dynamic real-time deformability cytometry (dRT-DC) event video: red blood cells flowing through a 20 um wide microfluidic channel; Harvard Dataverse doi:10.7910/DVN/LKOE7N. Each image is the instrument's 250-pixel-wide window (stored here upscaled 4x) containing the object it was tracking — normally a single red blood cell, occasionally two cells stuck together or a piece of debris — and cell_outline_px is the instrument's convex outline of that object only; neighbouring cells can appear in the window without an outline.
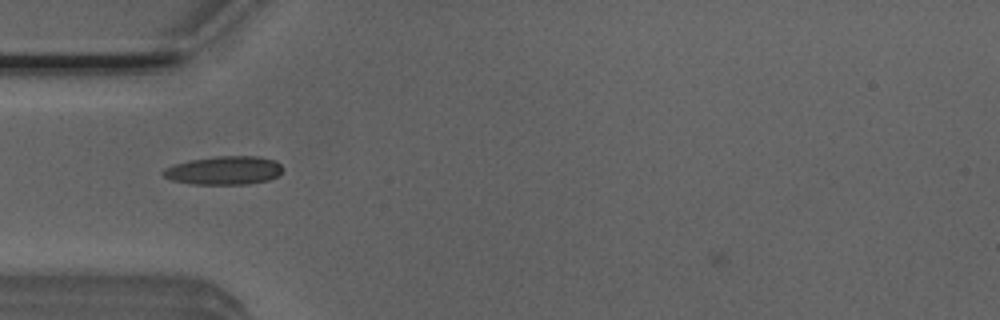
{"species": "Egyptian fruit bat (a non-hibernating species)", "species_latin": "Rousettus aegyptiacus", "temperature_condition": "room temperature", "stored_images_in_passage": 44, "camera_frame_rate_fps": 3000, "um_per_image_px": 0.085, "animal": {"sex": "male"}, "frame": {"image": 1, "passage_image": 11, "time_ms": 3.333, "image_size_px": [1000, 320], "cell_outline_px": [[284, 168], [276, 176], [268, 180], [248, 184], [192, 184], [172, 180], [164, 176], [160, 172], [164, 168], [172, 164], [188, 160], [216, 156], [256, 156], [276, 160]], "centroid_in_image_um": [19.01, 14.48], "position_along_channel_um": 66.0, "area_um2": 20.0}}
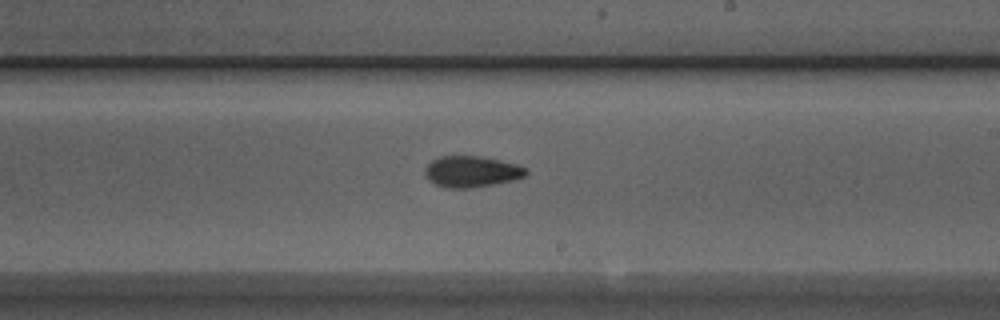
{"frame": {"image": 2, "passage_image": 25, "time_ms": 8.0, "image_size_px": [1000, 320], "cell_outline_px": [[528, 172], [524, 176], [512, 180], [492, 184], [468, 188], [448, 188], [436, 184], [428, 180], [424, 176], [424, 168], [432, 160], [440, 156], [480, 156], [516, 164], [528, 168]], "centroid_in_image_um": [40.04, 14.58], "position_along_channel_um": 249.0, "area_um2": 18.26}}
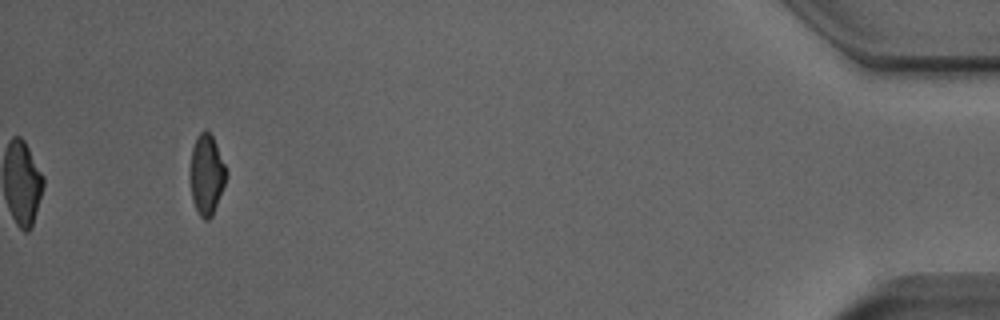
{"frame": {"image": 3, "passage_image": 44, "time_ms": 14.333, "image_size_px": [1000, 320], "cell_outline_px": [[228, 176], [212, 216], [208, 220], [204, 220], [200, 216], [192, 200], [188, 172], [192, 148], [196, 136], [204, 128], [212, 136], [228, 172]], "centroid_in_image_um": [17.53, 14.84], "position_along_channel_um": 417.7, "area_um2": 17.22}, "authors_computed_cell_mechanics": {"area_um2": 18.0336, "velocity_mm_per_s": 3.9168, "shape_relaxation_time_tau1_ms": null, "shape_relaxation_time_tau2_ms": 3.4601, "deformation_change_tau1": null, "deformation_change_tau2": 0.1046}}